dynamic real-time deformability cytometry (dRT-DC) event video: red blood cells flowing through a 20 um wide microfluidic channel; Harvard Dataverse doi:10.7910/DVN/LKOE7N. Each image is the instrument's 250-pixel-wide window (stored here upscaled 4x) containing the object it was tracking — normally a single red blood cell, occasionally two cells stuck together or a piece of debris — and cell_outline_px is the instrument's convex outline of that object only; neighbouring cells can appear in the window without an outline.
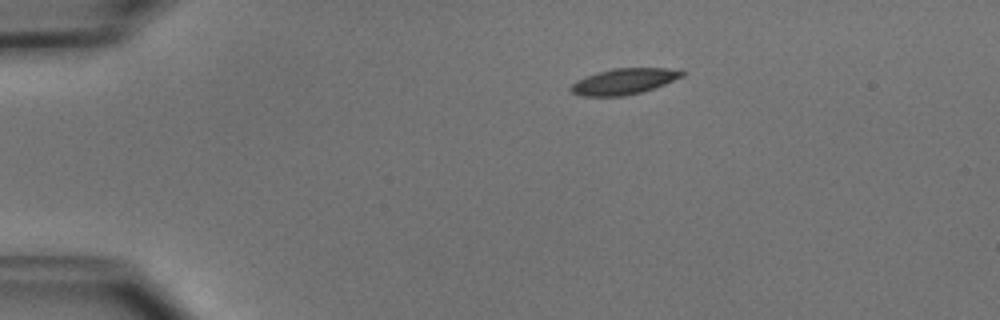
{"species": "common noctule bat (a hibernating species)", "species_latin": "Nyctalus noctula", "temperature_condition": "cold", "stored_images_in_passage": 43, "camera_frame_rate_fps": 3000, "um_per_image_px": 0.085, "animal": {"sex": "male", "body_mass_g": 15.6}, "frame": {"image": 1, "passage_image": 1, "time_ms": 0.0, "image_size_px": [1000, 320], "cell_outline_px": [[688, 72], [684, 76], [664, 84], [640, 92], [624, 96], [580, 96], [572, 92], [568, 88], [576, 80], [584, 76], [596, 72], [612, 68], [668, 68]], "centroid_in_image_um": [53.0, 6.91], "position_along_channel_um": 32.0, "area_um2": 16.88}}
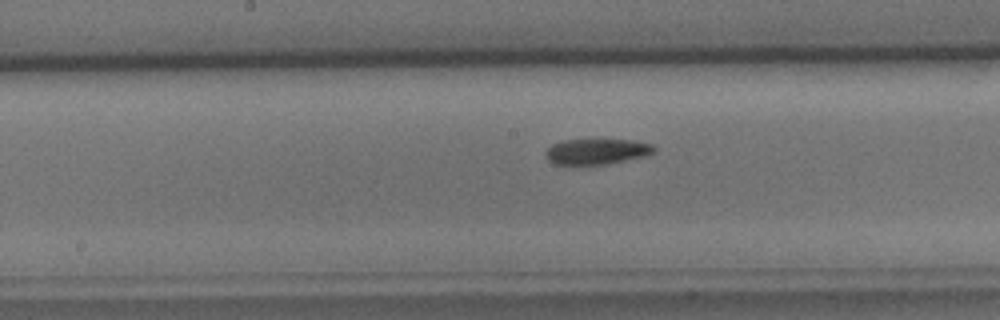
{"frame": {"image": 2, "passage_image": 18, "time_ms": 5.667, "image_size_px": [1000, 320], "cell_outline_px": [[656, 152], [644, 156], [604, 164], [556, 164], [548, 160], [544, 156], [544, 152], [552, 144], [564, 140], [632, 140], [652, 144], [656, 148]], "centroid_in_image_um": [50.71, 12.87], "position_along_channel_um": 197.5, "area_um2": 16.01}}
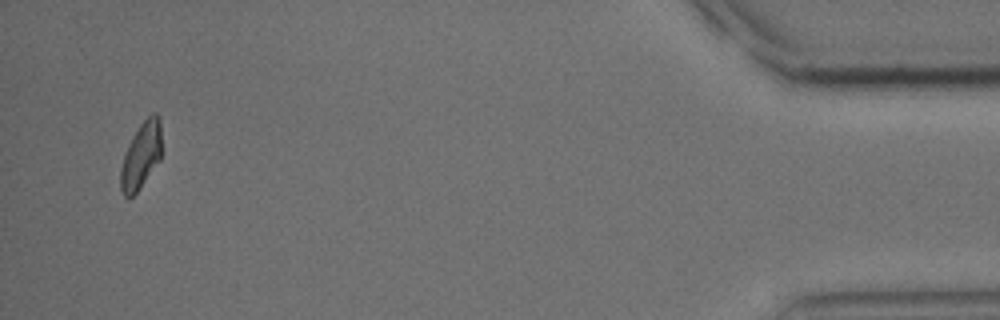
{"frame": {"image": 3, "passage_image": 41, "time_ms": 13.333, "image_size_px": [1000, 320], "cell_outline_px": [[160, 160], [140, 188], [128, 200], [124, 196], [120, 188], [120, 168], [128, 144], [132, 136], [140, 124], [152, 112], [156, 112], [160, 116]], "centroid_in_image_um": [11.98, 13.23], "position_along_channel_um": 423.2, "area_um2": 15.9}, "authors_computed_cell_mechanics": {"area_um2": 16.8776, "velocity_mm_per_s": 3.906, "shape_relaxation_time_tau1_ms": 4.5584, "shape_relaxation_time_tau2_ms": null, "deformation_change_tau1": 0.1305, "deformation_change_tau2": null}}